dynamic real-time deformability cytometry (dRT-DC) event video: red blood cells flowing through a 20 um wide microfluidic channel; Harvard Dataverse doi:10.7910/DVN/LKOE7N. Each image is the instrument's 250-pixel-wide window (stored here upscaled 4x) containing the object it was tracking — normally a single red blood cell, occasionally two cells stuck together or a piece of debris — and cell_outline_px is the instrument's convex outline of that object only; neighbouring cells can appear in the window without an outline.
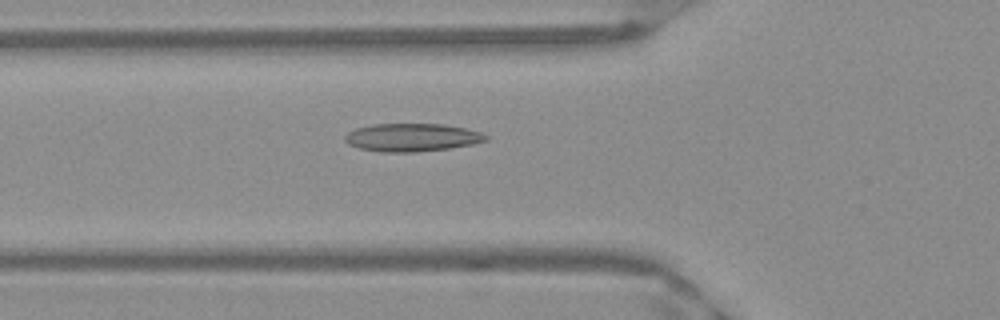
{"species": "Egyptian fruit bat (a non-hibernating species)", "species_latin": "Rousettus aegyptiacus", "temperature_condition": "warm", "stored_images_in_passage": 51, "camera_frame_rate_fps": 3000, "um_per_image_px": 0.085, "frame": {"image": 1, "passage_image": 18, "time_ms": 5.667, "image_size_px": [1000, 320], "cell_outline_px": [[488, 140], [472, 144], [448, 148], [416, 152], [380, 152], [360, 148], [348, 144], [344, 140], [344, 136], [348, 132], [356, 128], [372, 124], [444, 124], [464, 128], [480, 132], [488, 136]], "centroid_in_image_um": [34.99, 11.68], "position_along_channel_um": 90.8, "area_um2": 22.95}}
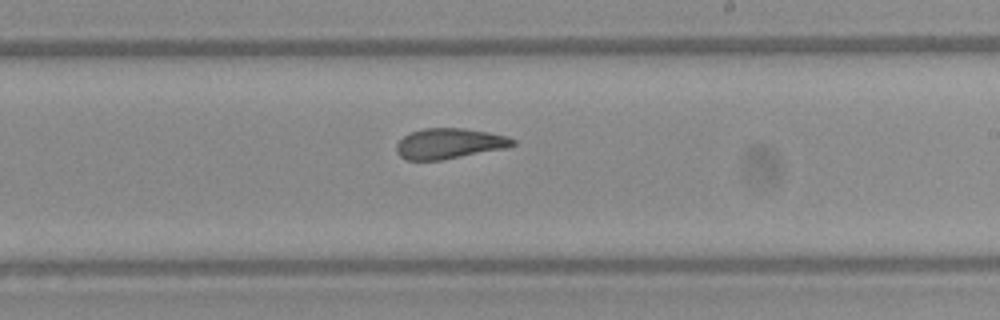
{"frame": {"image": 2, "passage_image": 30, "time_ms": 9.667, "image_size_px": [1000, 320], "cell_outline_px": [[516, 144], [508, 148], [444, 160], [408, 160], [400, 156], [396, 152], [396, 144], [404, 136], [412, 132], [424, 128], [464, 128], [488, 132], [508, 136], [516, 140]], "centroid_in_image_um": [38.23, 12.21], "position_along_channel_um": 250.8, "area_um2": 20.87}}
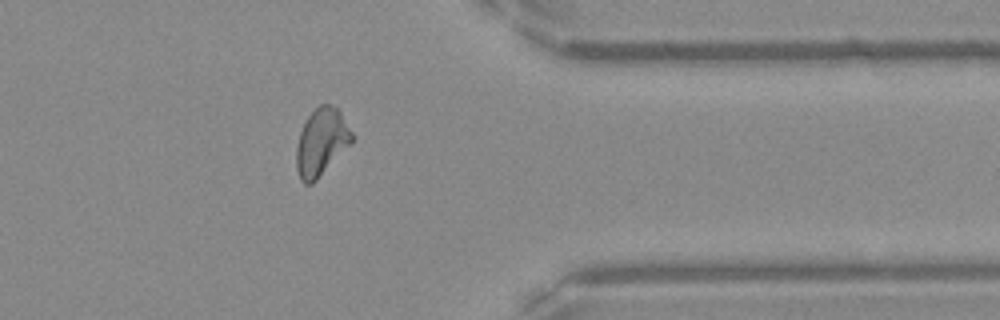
{"frame": {"image": 3, "passage_image": 41, "time_ms": 13.333, "image_size_px": [1000, 320], "cell_outline_px": [[352, 140], [316, 180], [312, 184], [304, 184], [300, 180], [296, 168], [296, 148], [300, 132], [308, 116], [320, 104], [332, 104], [340, 112], [352, 132]], "centroid_in_image_um": [27.28, 12.08], "position_along_channel_um": 384.1, "area_um2": 21.21}, "authors_computed_cell_mechanics": {"area_um2": 22.0218, "velocity_mm_per_s": 3.9837, "shape_relaxation_time_tau1_ms": null, "shape_relaxation_time_tau2_ms": 2.2076, "deformation_change_tau1": null, "deformation_change_tau2": 0.0943}}